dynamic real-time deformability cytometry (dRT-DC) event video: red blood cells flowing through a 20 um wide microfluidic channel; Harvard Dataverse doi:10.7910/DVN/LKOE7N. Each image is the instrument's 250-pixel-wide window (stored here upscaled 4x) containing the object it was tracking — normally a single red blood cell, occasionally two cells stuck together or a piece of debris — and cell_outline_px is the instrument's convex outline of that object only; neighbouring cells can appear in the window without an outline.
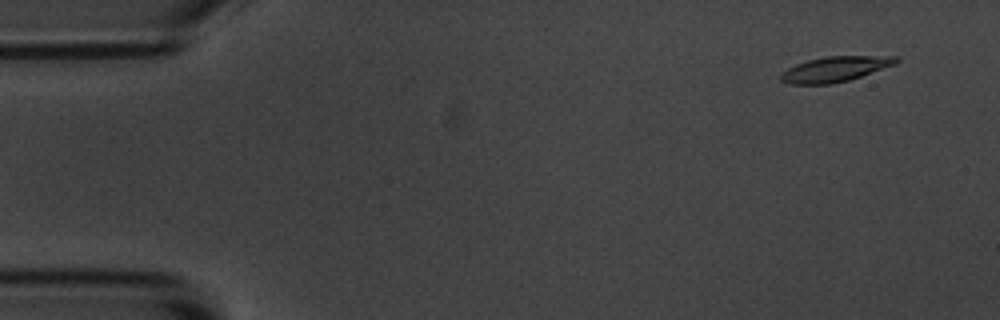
{"species": "common noctule bat (a hibernating species)", "species_latin": "Nyctalus noctula", "temperature_condition": "room temperature", "stored_images_in_passage": 55, "camera_frame_rate_fps": 3000, "um_per_image_px": 0.085, "animal": {"sex": "male", "body_mass_g": 20.1, "forearm_length_mm": 53.5}, "frame": {"image": 1, "passage_image": 4, "time_ms": 1.0, "image_size_px": [1000, 320], "cell_outline_px": [[900, 60], [896, 64], [848, 80], [832, 84], [792, 84], [780, 80], [780, 76], [788, 68], [796, 64], [808, 60], [824, 56], [896, 56]], "centroid_in_image_um": [70.99, 5.87], "position_along_channel_um": 14.0, "area_um2": 16.76}}
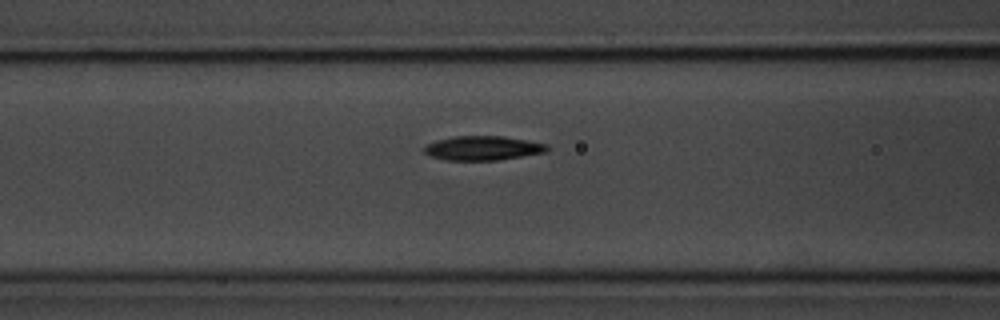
{"frame": {"image": 2, "passage_image": 22, "time_ms": 7.0, "image_size_px": [1000, 320], "cell_outline_px": [[548, 152], [500, 160], [444, 160], [428, 156], [424, 152], [424, 148], [428, 144], [436, 140], [456, 136], [504, 136], [548, 144]], "centroid_in_image_um": [41.05, 12.59], "position_along_channel_um": 125.5, "area_um2": 17.51}}
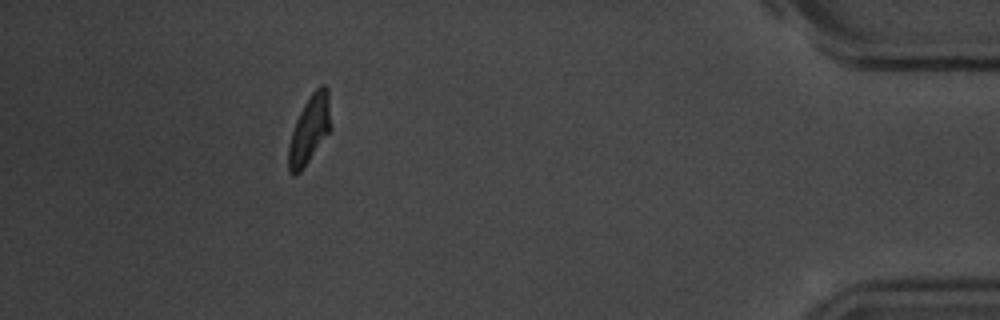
{"frame": {"image": 3, "passage_image": 50, "time_ms": 16.333, "image_size_px": [1000, 320], "cell_outline_px": [[332, 128], [304, 168], [300, 172], [292, 176], [288, 172], [288, 144], [296, 120], [304, 104], [312, 92], [320, 84], [324, 84], [328, 88]], "centroid_in_image_um": [26.32, 11.02], "position_along_channel_um": 408.9, "area_um2": 17.05}, "authors_computed_cell_mechanics": {"area_um2": 17.1666, "velocity_mm_per_s": 3.6365, "shape_relaxation_time_tau1_ms": 2.6772, "shape_relaxation_time_tau2_ms": 3.1876, "deformation_change_tau1": 0.1652, "deformation_change_tau2": 0.0892}}